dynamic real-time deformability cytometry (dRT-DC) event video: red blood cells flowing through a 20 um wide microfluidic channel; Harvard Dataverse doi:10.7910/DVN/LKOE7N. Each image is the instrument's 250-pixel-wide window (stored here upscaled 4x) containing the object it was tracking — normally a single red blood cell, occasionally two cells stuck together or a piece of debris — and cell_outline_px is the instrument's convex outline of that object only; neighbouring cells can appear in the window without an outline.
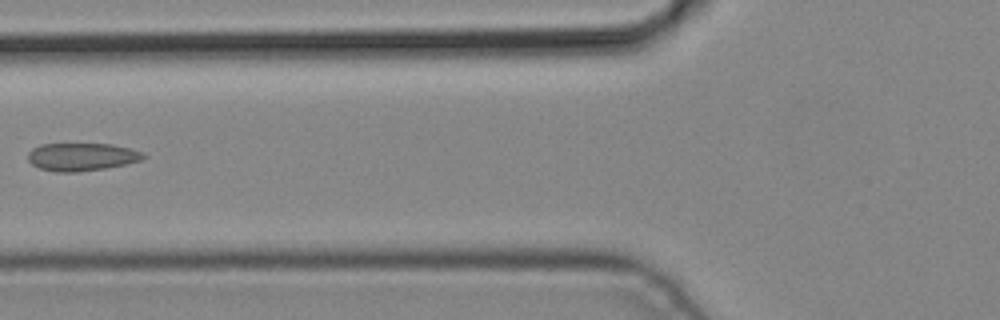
{"species": "common noctule bat (a hibernating species)", "species_latin": "Nyctalus noctula", "temperature_condition": "cold", "stored_images_in_passage": 5, "camera_frame_rate_fps": 3000, "um_per_image_px": 0.085, "animal": {"sex": "male", "body_mass_g": 19.2, "forearm_length_mm": 51.8}, "frame": {"image": 1, "passage_image": 5, "time_ms": 1.333, "image_size_px": [1000, 320], "cell_outline_px": [[148, 156], [140, 160], [124, 164], [104, 168], [76, 172], [56, 172], [40, 168], [32, 164], [28, 160], [28, 152], [32, 148], [40, 144], [112, 144], [144, 152]], "centroid_in_image_um": [6.93, 13.32], "position_along_channel_um": 118.9, "area_um2": 18.67}}